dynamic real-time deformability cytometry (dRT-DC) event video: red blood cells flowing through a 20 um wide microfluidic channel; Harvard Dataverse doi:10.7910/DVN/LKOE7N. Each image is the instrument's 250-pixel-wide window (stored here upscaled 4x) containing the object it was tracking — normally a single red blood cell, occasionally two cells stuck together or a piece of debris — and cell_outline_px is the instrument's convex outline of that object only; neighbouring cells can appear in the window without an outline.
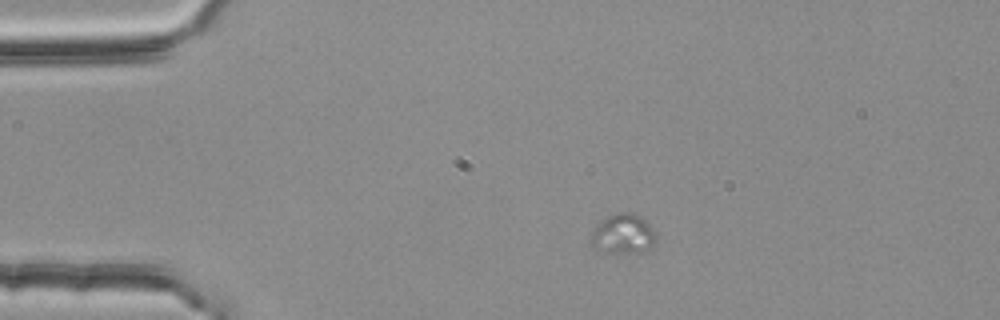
{"species": "common noctule bat (a hibernating species)", "species_latin": "Nyctalus noctula", "temperature_condition": "room temperature", "stored_images_in_passage": 3, "camera_frame_rate_fps": 3000, "um_per_image_px": 0.085, "animal": {"sex": "female", "body_mass_g": 25.1}, "frame": {"image": 1, "passage_image": 1, "time_ms": 0.0, "image_size_px": [1000, 320], "cell_outline_px": [[656, 236], [652, 244], [648, 248], [640, 252], [596, 252], [592, 248], [592, 232], [608, 216], [616, 212], [632, 212], [640, 216], [656, 232]], "centroid_in_image_um": [52.95, 19.89], "position_along_channel_um": 32.1, "area_um2": 14.8}}